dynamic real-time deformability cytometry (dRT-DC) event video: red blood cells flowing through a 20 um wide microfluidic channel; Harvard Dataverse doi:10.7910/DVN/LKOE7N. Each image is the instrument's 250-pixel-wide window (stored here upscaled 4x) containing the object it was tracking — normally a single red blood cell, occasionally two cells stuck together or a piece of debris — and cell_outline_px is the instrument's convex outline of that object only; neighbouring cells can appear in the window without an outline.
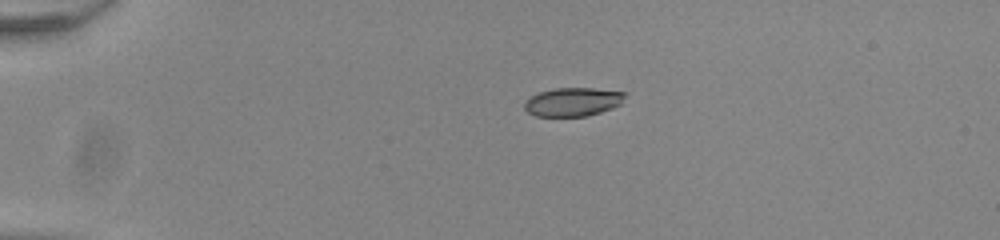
{"species": "common noctule bat (a hibernating species)", "species_latin": "Nyctalus noctula", "temperature_condition": "room temperature", "stored_images_in_passage": 42, "camera_frame_rate_fps": 3000, "um_per_image_px": 0.085, "animal": {"sex": "male", "body_mass_g": 20.0, "forearm_length_mm": 53.3}, "frame": {"image": 1, "passage_image": 1, "time_ms": 0.0, "image_size_px": [1000, 240], "cell_outline_px": [[628, 92], [620, 104], [612, 108], [588, 116], [536, 116], [528, 112], [524, 108], [524, 100], [540, 92], [556, 88], [592, 88]], "centroid_in_image_um": [48.7, 8.66], "position_along_channel_um": 36.3, "area_um2": 16.76}}
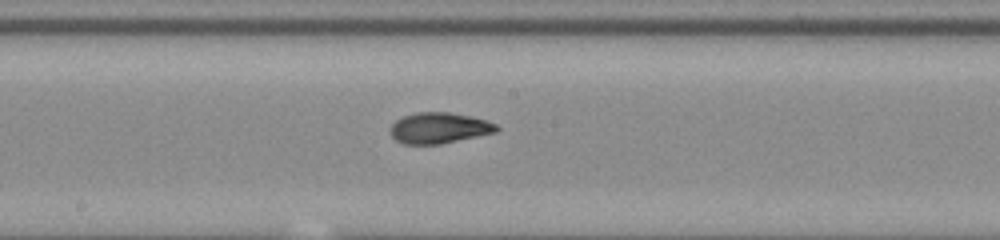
{"frame": {"image": 2, "passage_image": 19, "time_ms": 6.0, "image_size_px": [1000, 240], "cell_outline_px": [[500, 128], [496, 132], [440, 144], [404, 144], [396, 140], [392, 136], [392, 124], [396, 120], [404, 116], [416, 112], [448, 112], [468, 116], [484, 120], [496, 124]], "centroid_in_image_um": [37.32, 10.88], "position_along_channel_um": 210.9, "area_um2": 18.79}}
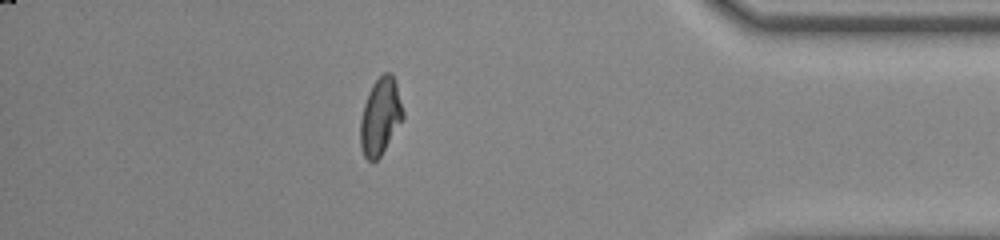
{"frame": {"image": 3, "passage_image": 36, "time_ms": 11.667, "image_size_px": [1000, 240], "cell_outline_px": [[404, 120], [380, 156], [376, 160], [368, 160], [364, 156], [360, 144], [360, 120], [364, 104], [368, 92], [372, 84], [384, 72], [392, 72], [396, 84], [404, 112]], "centroid_in_image_um": [32.34, 9.89], "position_along_channel_um": 402.9, "area_um2": 19.19}, "authors_computed_cell_mechanics": {"area_um2": 18.9295, "velocity_mm_per_s": 3.9203, "shape_relaxation_time_tau1_ms": 6.5751, "shape_relaxation_time_tau2_ms": 1.0203, "deformation_change_tau1": 0.193, "deformation_change_tau2": 0.0604}}